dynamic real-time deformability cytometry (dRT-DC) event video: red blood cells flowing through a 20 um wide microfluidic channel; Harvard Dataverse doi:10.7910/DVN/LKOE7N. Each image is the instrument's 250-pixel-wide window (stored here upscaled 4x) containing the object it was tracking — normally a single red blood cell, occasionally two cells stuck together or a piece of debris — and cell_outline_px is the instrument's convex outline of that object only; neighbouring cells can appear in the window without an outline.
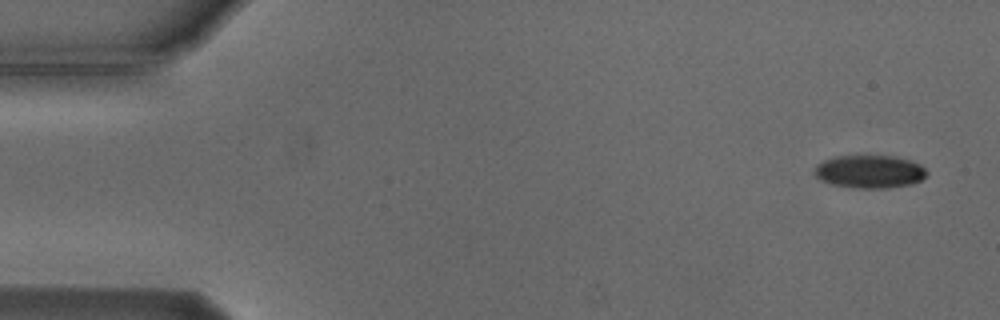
{"species": "Egyptian fruit bat (a non-hibernating species)", "species_latin": "Rousettus aegyptiacus", "temperature_condition": "cold", "stored_images_in_passage": 6, "camera_frame_rate_fps": 3000, "um_per_image_px": 0.085, "animal": {"sex": "male"}, "frame": {"image": 1, "passage_image": 1, "time_ms": 0.0, "image_size_px": [1000, 320], "cell_outline_px": [[928, 172], [920, 180], [912, 184], [888, 188], [852, 188], [832, 184], [820, 180], [812, 172], [816, 164], [824, 160], [836, 156], [892, 156], [912, 160], [920, 164]], "centroid_in_image_um": [73.89, 14.59], "position_along_channel_um": 11.1, "area_um2": 21.73}}
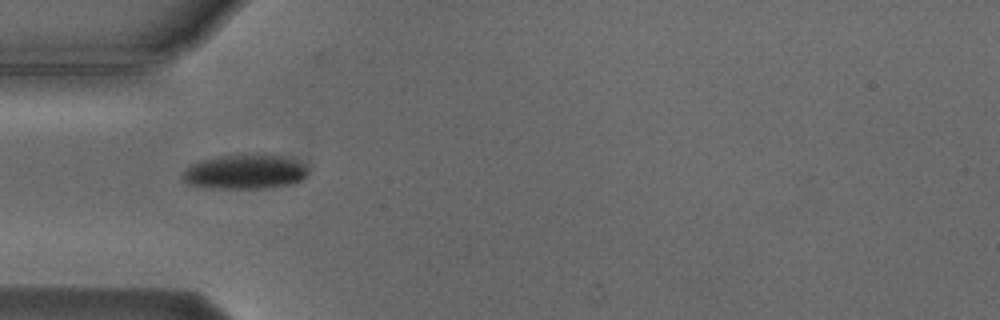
{"frame": {"image": 2, "passage_image": 5, "time_ms": 4.667, "image_size_px": [1000, 320], "cell_outline_px": [[308, 176], [292, 184], [264, 188], [208, 188], [188, 184], [180, 176], [184, 168], [188, 164], [200, 160], [216, 156], [240, 152], [264, 152], [296, 160], [304, 164], [308, 168]], "centroid_in_image_um": [20.78, 14.55], "position_along_channel_um": 64.2, "area_um2": 26.41}}
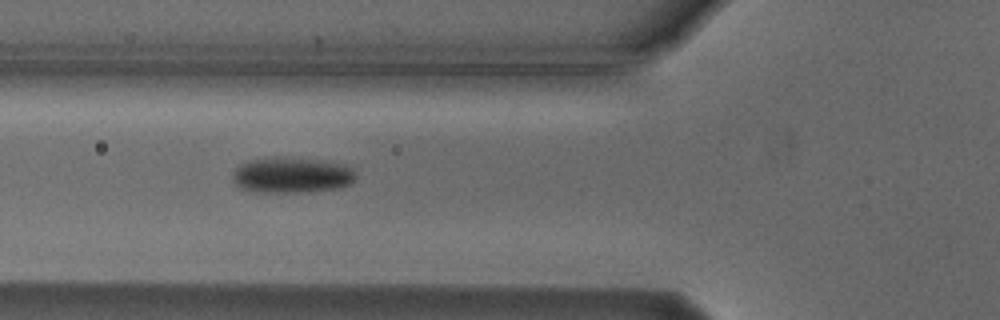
{"frame": {"image": 3, "passage_image": 6, "time_ms": 5.667, "image_size_px": [1000, 320], "cell_outline_px": [[356, 176], [348, 184], [336, 188], [312, 192], [256, 192], [244, 188], [236, 184], [232, 180], [232, 172], [240, 164], [248, 160], [320, 160], [348, 164], [356, 172]], "centroid_in_image_um": [24.83, 14.92], "position_along_channel_um": 101.0, "area_um2": 24.85}}